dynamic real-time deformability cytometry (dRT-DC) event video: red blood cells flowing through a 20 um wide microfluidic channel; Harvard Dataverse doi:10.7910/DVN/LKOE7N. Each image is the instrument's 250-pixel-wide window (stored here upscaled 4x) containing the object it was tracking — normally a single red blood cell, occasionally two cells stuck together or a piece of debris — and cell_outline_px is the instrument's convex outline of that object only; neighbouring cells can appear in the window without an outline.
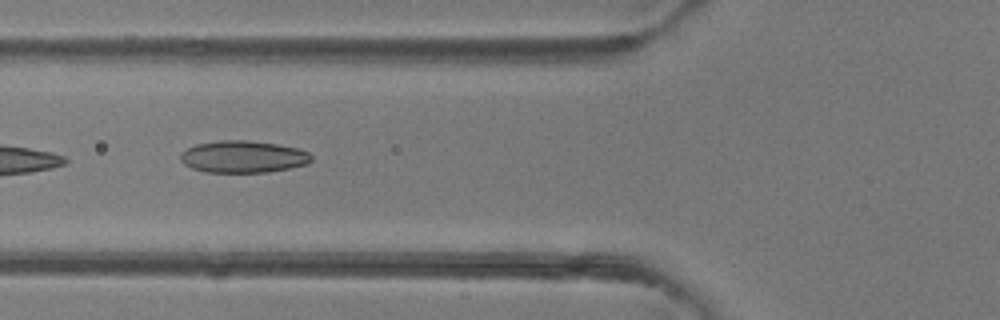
{"species": "common noctule bat (a hibernating species)", "species_latin": "Nyctalus noctula", "temperature_condition": "room temperature", "stored_images_in_passage": 3, "camera_frame_rate_fps": 3000, "um_per_image_px": 0.085, "animal": {"sex": "female"}, "frame": {"image": 1, "passage_image": 3, "time_ms": 0.667, "image_size_px": [1000, 320], "cell_outline_px": [[312, 160], [304, 164], [288, 168], [268, 172], [204, 172], [192, 168], [184, 164], [180, 160], [180, 152], [196, 144], [220, 140], [248, 140], [276, 144], [300, 148], [308, 152], [312, 156]], "centroid_in_image_um": [20.64, 13.31], "position_along_channel_um": 105.2, "area_um2": 24.45}}